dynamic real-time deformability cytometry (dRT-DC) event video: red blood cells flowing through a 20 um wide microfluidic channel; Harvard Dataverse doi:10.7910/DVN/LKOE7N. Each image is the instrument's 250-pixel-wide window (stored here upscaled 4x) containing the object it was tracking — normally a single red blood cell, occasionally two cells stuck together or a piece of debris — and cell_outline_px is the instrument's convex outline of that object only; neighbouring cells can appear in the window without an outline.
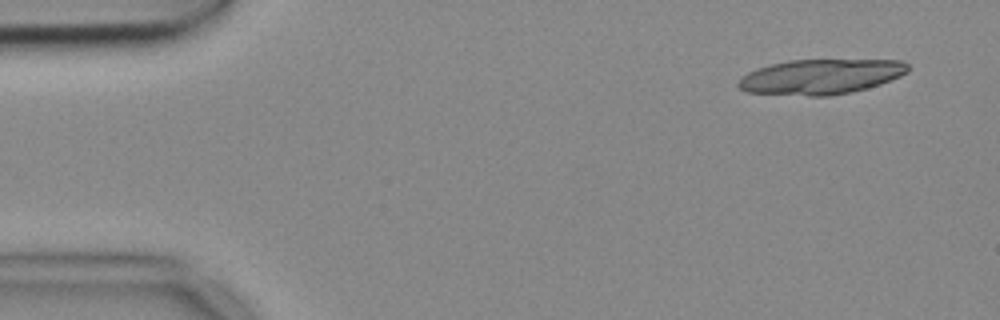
{"species": "common noctule bat (a hibernating species)", "species_latin": "Nyctalus noctula", "temperature_condition": "cold", "stored_images_in_passage": 4, "segment_of_instrument_passage": [1, 2], "camera_frame_rate_fps": 3000, "um_per_image_px": 0.085, "animal": {"sex": "female", "body_mass_g": 18.4}, "frame": {"image": 1, "passage_image": 1, "time_ms": 0.0, "image_size_px": [1000, 320], "cell_outline_px": [[908, 72], [900, 76], [880, 84], [852, 92], [828, 96], [812, 96], [748, 92], [740, 88], [736, 84], [748, 72], [772, 64], [788, 60], [900, 60], [908, 64]], "centroid_in_image_um": [69.79, 6.52], "position_along_channel_um": 15.2, "area_um2": 34.33}}